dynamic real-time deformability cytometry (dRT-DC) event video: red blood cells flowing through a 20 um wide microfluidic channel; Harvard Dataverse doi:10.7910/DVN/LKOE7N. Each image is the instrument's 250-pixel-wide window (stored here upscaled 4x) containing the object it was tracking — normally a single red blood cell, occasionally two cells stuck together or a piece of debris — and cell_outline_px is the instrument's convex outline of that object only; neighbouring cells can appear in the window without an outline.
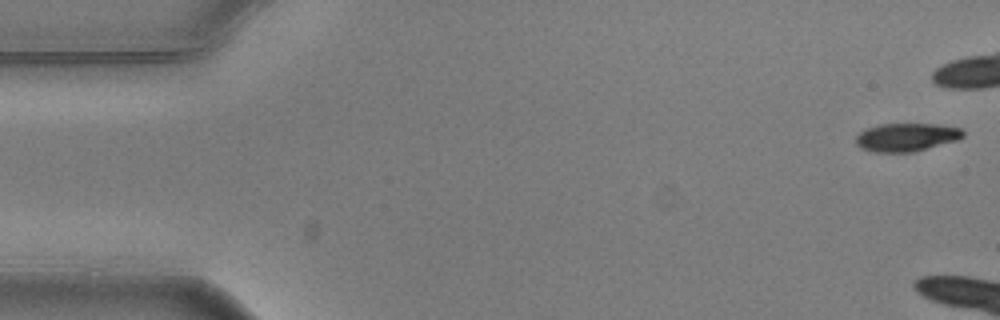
{"species": "common noctule bat (a hibernating species)", "species_latin": "Nyctalus noctula", "temperature_condition": "warm", "stored_images_in_passage": 4, "camera_frame_rate_fps": 3000, "um_per_image_px": 0.085, "animal": {"sex": "male", "body_mass_g": 20.5, "forearm_length_mm": 52.5}, "frame": {"image": 1, "passage_image": 1, "time_ms": 0.0, "image_size_px": [1000, 320], "cell_outline_px": [[964, 136], [956, 140], [916, 152], [872, 152], [860, 148], [856, 144], [856, 136], [860, 132], [868, 128], [880, 124], [932, 124], [960, 128], [964, 132]], "centroid_in_image_um": [77.02, 11.67], "position_along_channel_um": 8.0, "area_um2": 17.57}}